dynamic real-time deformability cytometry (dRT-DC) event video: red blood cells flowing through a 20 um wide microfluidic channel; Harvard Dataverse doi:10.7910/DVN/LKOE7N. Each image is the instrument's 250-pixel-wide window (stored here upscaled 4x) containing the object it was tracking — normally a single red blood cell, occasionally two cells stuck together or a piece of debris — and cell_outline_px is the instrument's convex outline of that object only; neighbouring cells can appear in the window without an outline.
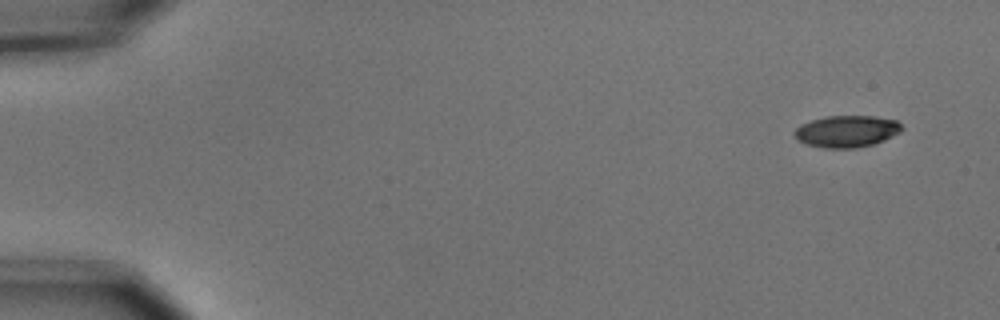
{"species": "common noctule bat (a hibernating species)", "species_latin": "Nyctalus noctula", "temperature_condition": "cold", "stored_images_in_passage": 5, "camera_frame_rate_fps": 3000, "um_per_image_px": 0.085, "animal": {"sex": "male", "body_mass_g": 15.6}, "frame": {"image": 1, "passage_image": 1, "time_ms": 0.0, "image_size_px": [1000, 320], "cell_outline_px": [[904, 128], [900, 132], [884, 140], [872, 144], [856, 148], [824, 148], [804, 144], [796, 140], [792, 132], [800, 124], [824, 116], [876, 116], [896, 120]], "centroid_in_image_um": [71.93, 11.16], "position_along_channel_um": 13.1, "area_um2": 20.11}}